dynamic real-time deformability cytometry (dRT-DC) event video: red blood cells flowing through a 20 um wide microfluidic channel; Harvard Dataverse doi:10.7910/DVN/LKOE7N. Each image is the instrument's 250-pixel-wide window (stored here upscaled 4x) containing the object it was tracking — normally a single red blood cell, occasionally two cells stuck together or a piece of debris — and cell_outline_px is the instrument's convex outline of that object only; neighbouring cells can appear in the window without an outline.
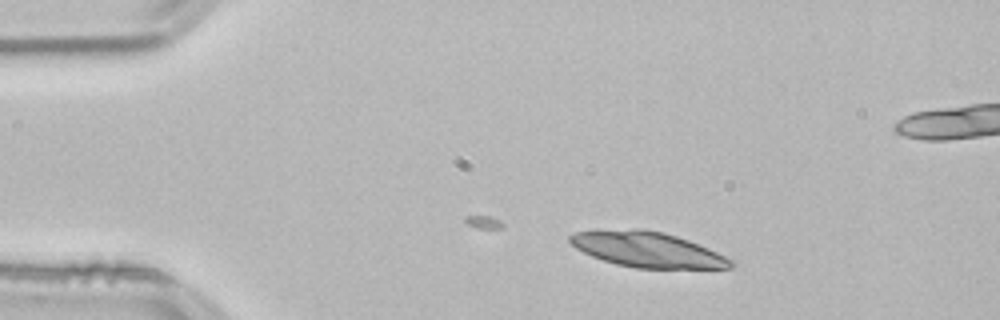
{"species": "common noctule bat (a hibernating species)", "species_latin": "Nyctalus noctula", "temperature_condition": "room temperature", "stored_images_in_passage": 19, "camera_frame_rate_fps": 3000, "um_per_image_px": 0.085, "animal": {"sex": "male", "body_mass_g": 21.5, "forearm_length_mm": 52.0}, "frame": {"image": 1, "passage_image": 6, "time_ms": 1.667, "image_size_px": [1000, 320], "cell_outline_px": [[736, 264], [732, 268], [636, 268], [616, 264], [592, 256], [576, 248], [568, 240], [568, 236], [576, 232], [632, 228], [644, 228], [664, 232], [688, 240], [708, 248], [736, 260]], "centroid_in_image_um": [55.08, 21.21], "position_along_channel_um": 29.9, "area_um2": 33.18}}